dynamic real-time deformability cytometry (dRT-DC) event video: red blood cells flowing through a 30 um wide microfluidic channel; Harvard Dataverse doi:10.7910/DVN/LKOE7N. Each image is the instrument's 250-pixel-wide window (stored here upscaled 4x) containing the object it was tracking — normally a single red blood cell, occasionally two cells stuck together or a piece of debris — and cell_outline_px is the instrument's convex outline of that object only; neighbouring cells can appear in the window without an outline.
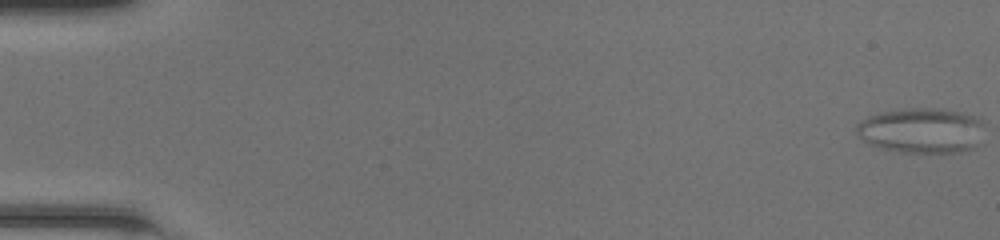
{"species": "common noctule bat (a hibernating species)", "species_latin": "Nyctalus noctula", "temperature_condition": "room temperature", "stored_images_in_passage": 5, "camera_frame_rate_fps": 3000, "um_per_image_px": 0.085, "animal": {"sex": "female", "body_mass_g": 20.0, "forearm_length_mm": 54.0}, "frame": {"image": 1, "passage_image": 1, "time_ms": 0.0, "image_size_px": [1000, 240], "cell_outline_px": [[984, 124], [980, 144], [976, 148], [960, 152], [900, 152], [880, 148], [864, 140], [856, 132], [856, 124], [868, 116], [880, 112], [908, 108], [944, 108], [964, 112], [980, 120]], "centroid_in_image_um": [78.37, 11.08], "position_along_channel_um": 6.6, "area_um2": 34.04}}